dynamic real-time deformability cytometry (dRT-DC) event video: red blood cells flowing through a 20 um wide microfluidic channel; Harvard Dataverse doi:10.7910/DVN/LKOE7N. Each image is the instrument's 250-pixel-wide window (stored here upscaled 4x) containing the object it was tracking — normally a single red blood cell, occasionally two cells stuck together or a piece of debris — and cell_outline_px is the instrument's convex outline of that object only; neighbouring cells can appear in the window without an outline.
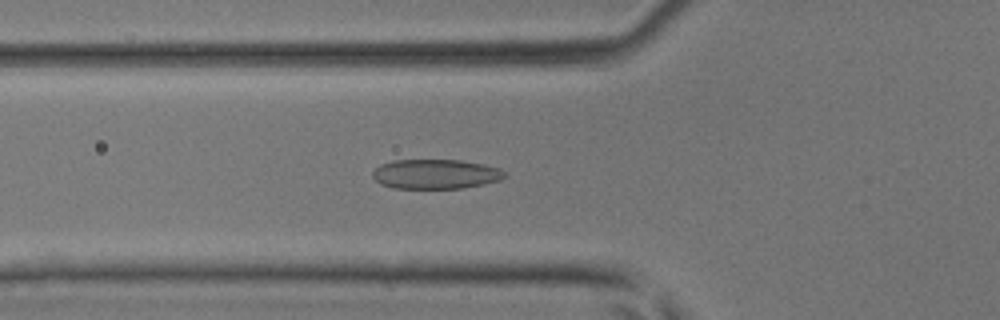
{"species": "common noctule bat (a hibernating species)", "species_latin": "Nyctalus noctula", "temperature_condition": "room temperature", "stored_images_in_passage": 44, "camera_frame_rate_fps": 3000, "um_per_image_px": 0.085, "animal": {"sex": "male", "body_mass_g": 17.9, "forearm_length_mm": 54.2}, "frame": {"image": 1, "passage_image": 16, "time_ms": 5.0, "image_size_px": [1000, 320], "cell_outline_px": [[508, 176], [500, 180], [460, 188], [392, 188], [380, 184], [372, 176], [372, 172], [380, 164], [392, 160], [460, 160], [484, 164], [500, 168]], "centroid_in_image_um": [37.01, 14.79], "position_along_channel_um": 88.8, "area_um2": 22.77}}
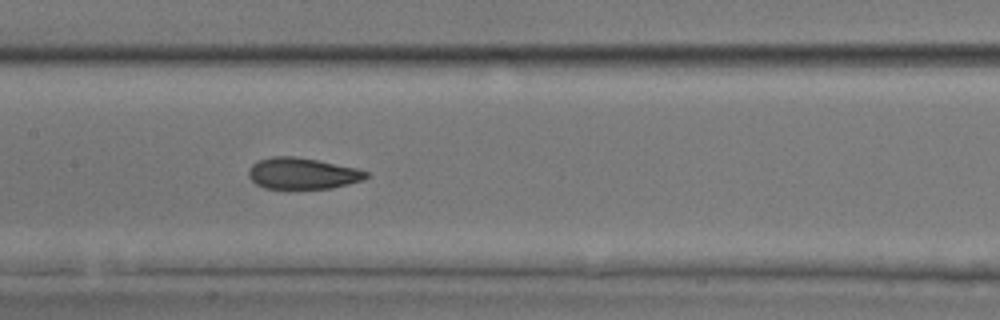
{"frame": {"image": 2, "passage_image": 22, "time_ms": 7.0, "image_size_px": [1000, 320], "cell_outline_px": [[368, 176], [364, 180], [332, 188], [264, 188], [256, 184], [248, 176], [248, 168], [252, 164], [260, 160], [272, 156], [296, 156], [356, 168], [368, 172]], "centroid_in_image_um": [25.69, 14.74], "position_along_channel_um": 181.7, "area_um2": 21.33}}
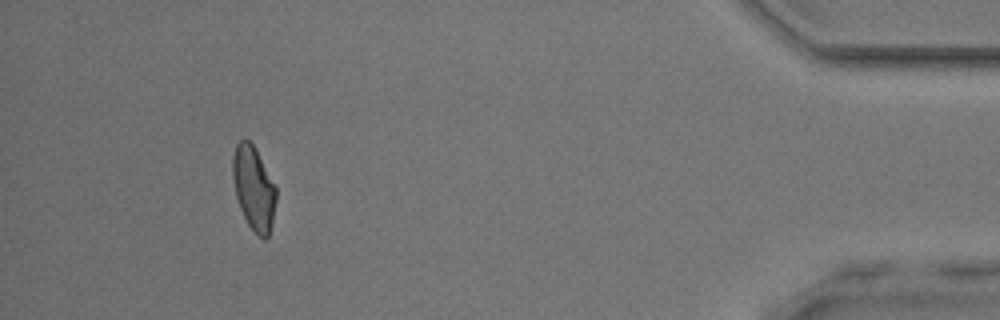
{"frame": {"image": 3, "passage_image": 41, "time_ms": 13.333, "image_size_px": [1000, 320], "cell_outline_px": [[276, 200], [272, 224], [268, 236], [264, 240], [256, 236], [248, 224], [240, 208], [236, 196], [232, 176], [232, 156], [236, 144], [240, 140], [248, 140], [256, 148], [276, 188]], "centroid_in_image_um": [21.56, 16.01], "position_along_channel_um": 413.6, "area_um2": 21.27}}